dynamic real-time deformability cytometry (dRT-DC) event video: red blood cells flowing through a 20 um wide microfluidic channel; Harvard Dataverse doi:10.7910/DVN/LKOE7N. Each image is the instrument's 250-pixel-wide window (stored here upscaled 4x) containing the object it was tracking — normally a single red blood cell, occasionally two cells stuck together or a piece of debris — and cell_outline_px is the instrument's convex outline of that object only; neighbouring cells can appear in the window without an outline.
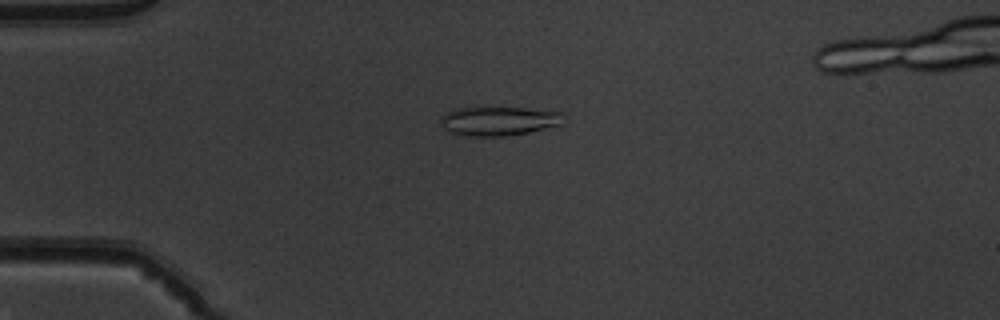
{"species": "common noctule bat (a hibernating species)", "species_latin": "Nyctalus noctula", "temperature_condition": "warm", "stored_images_in_passage": 50, "segment_of_instrument_passage": [1, 2], "camera_frame_rate_fps": 3000, "um_per_image_px": 0.085, "animal": {"sex": "male", "body_mass_g": 19.5, "forearm_length_mm": 54.6}, "frame": {"image": 1, "passage_image": 14, "time_ms": 4.333, "image_size_px": [1000, 320], "cell_outline_px": [[564, 124], [528, 132], [508, 136], [464, 136], [448, 132], [440, 128], [440, 116], [456, 108], [524, 108], [564, 112]], "centroid_in_image_um": [42.37, 10.3], "position_along_channel_um": 42.6, "area_um2": 21.1}}
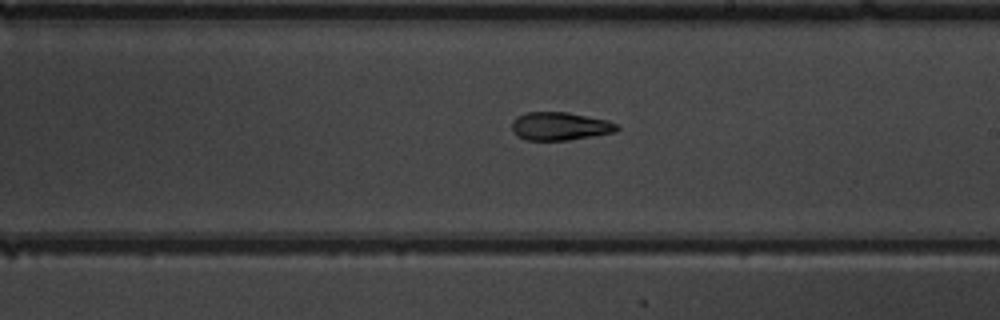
{"frame": {"image": 2, "passage_image": 31, "time_ms": 10.0, "image_size_px": [1000, 320], "cell_outline_px": [[620, 128], [616, 132], [568, 140], [524, 140], [516, 136], [512, 128], [512, 120], [516, 116], [528, 112], [568, 112], [608, 120], [616, 124]], "centroid_in_image_um": [47.58, 10.73], "position_along_channel_um": 241.4, "area_um2": 17.34}}
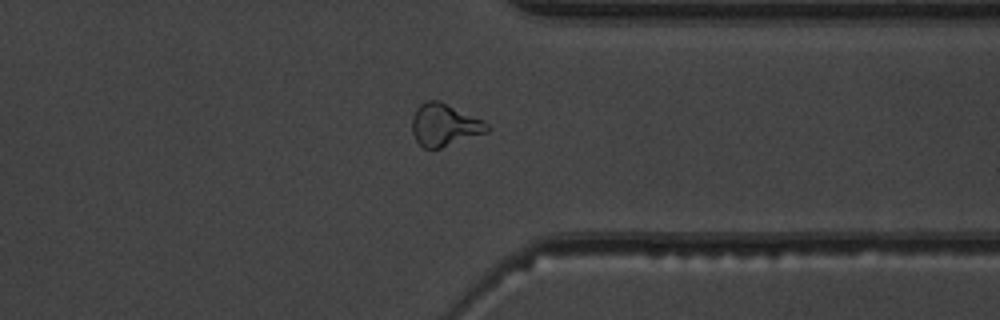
{"frame": {"image": 3, "passage_image": 41, "time_ms": 13.333, "image_size_px": [1000, 320], "cell_outline_px": [[492, 128], [488, 132], [440, 148], [424, 148], [416, 140], [412, 132], [412, 116], [416, 108], [424, 100], [440, 100], [484, 120]], "centroid_in_image_um": [37.79, 10.59], "position_along_channel_um": 373.6, "area_um2": 18.73}}